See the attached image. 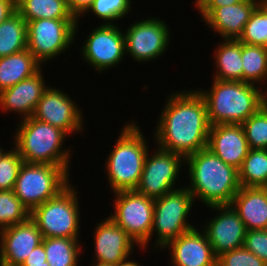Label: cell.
Returning a JSON list of instances; mask_svg holds the SVG:
<instances>
[{
  "label": "cell",
  "mask_w": 267,
  "mask_h": 266,
  "mask_svg": "<svg viewBox=\"0 0 267 266\" xmlns=\"http://www.w3.org/2000/svg\"><path fill=\"white\" fill-rule=\"evenodd\" d=\"M156 121L157 147L184 158L207 148L210 123L206 103L195 89L172 92Z\"/></svg>",
  "instance_id": "cell-1"
},
{
  "label": "cell",
  "mask_w": 267,
  "mask_h": 266,
  "mask_svg": "<svg viewBox=\"0 0 267 266\" xmlns=\"http://www.w3.org/2000/svg\"><path fill=\"white\" fill-rule=\"evenodd\" d=\"M185 162L190 178L186 188L194 200L199 199L207 207L231 204L240 189L238 169L224 163L208 148L187 156Z\"/></svg>",
  "instance_id": "cell-2"
},
{
  "label": "cell",
  "mask_w": 267,
  "mask_h": 266,
  "mask_svg": "<svg viewBox=\"0 0 267 266\" xmlns=\"http://www.w3.org/2000/svg\"><path fill=\"white\" fill-rule=\"evenodd\" d=\"M241 81L213 79L210 89H198L206 103L210 125L242 124L266 103V91Z\"/></svg>",
  "instance_id": "cell-3"
},
{
  "label": "cell",
  "mask_w": 267,
  "mask_h": 266,
  "mask_svg": "<svg viewBox=\"0 0 267 266\" xmlns=\"http://www.w3.org/2000/svg\"><path fill=\"white\" fill-rule=\"evenodd\" d=\"M146 140L137 122L131 120L123 125L104 166L111 192L137 188L146 155L150 152Z\"/></svg>",
  "instance_id": "cell-4"
},
{
  "label": "cell",
  "mask_w": 267,
  "mask_h": 266,
  "mask_svg": "<svg viewBox=\"0 0 267 266\" xmlns=\"http://www.w3.org/2000/svg\"><path fill=\"white\" fill-rule=\"evenodd\" d=\"M68 136L60 128L29 117L19 122L13 146L25 163L62 166L69 172L72 149L62 147Z\"/></svg>",
  "instance_id": "cell-5"
},
{
  "label": "cell",
  "mask_w": 267,
  "mask_h": 266,
  "mask_svg": "<svg viewBox=\"0 0 267 266\" xmlns=\"http://www.w3.org/2000/svg\"><path fill=\"white\" fill-rule=\"evenodd\" d=\"M78 192L70 183L57 196L30 212L43 238L79 239L80 209Z\"/></svg>",
  "instance_id": "cell-6"
},
{
  "label": "cell",
  "mask_w": 267,
  "mask_h": 266,
  "mask_svg": "<svg viewBox=\"0 0 267 266\" xmlns=\"http://www.w3.org/2000/svg\"><path fill=\"white\" fill-rule=\"evenodd\" d=\"M69 177L62 166L23 162L13 192L31 212L65 189L71 183Z\"/></svg>",
  "instance_id": "cell-7"
},
{
  "label": "cell",
  "mask_w": 267,
  "mask_h": 266,
  "mask_svg": "<svg viewBox=\"0 0 267 266\" xmlns=\"http://www.w3.org/2000/svg\"><path fill=\"white\" fill-rule=\"evenodd\" d=\"M194 201L192 194L185 186L178 187L154 200L151 237H154L155 233L157 237L153 247L162 250L170 241L195 228L191 225L192 223L189 224L187 219Z\"/></svg>",
  "instance_id": "cell-8"
},
{
  "label": "cell",
  "mask_w": 267,
  "mask_h": 266,
  "mask_svg": "<svg viewBox=\"0 0 267 266\" xmlns=\"http://www.w3.org/2000/svg\"><path fill=\"white\" fill-rule=\"evenodd\" d=\"M79 19H36L27 22V49L41 63L65 53L74 43Z\"/></svg>",
  "instance_id": "cell-9"
},
{
  "label": "cell",
  "mask_w": 267,
  "mask_h": 266,
  "mask_svg": "<svg viewBox=\"0 0 267 266\" xmlns=\"http://www.w3.org/2000/svg\"><path fill=\"white\" fill-rule=\"evenodd\" d=\"M114 194V213L110 218L137 244L136 247L148 250L152 239L154 200L135 190L118 191Z\"/></svg>",
  "instance_id": "cell-10"
},
{
  "label": "cell",
  "mask_w": 267,
  "mask_h": 266,
  "mask_svg": "<svg viewBox=\"0 0 267 266\" xmlns=\"http://www.w3.org/2000/svg\"><path fill=\"white\" fill-rule=\"evenodd\" d=\"M153 154L146 155L143 171L135 191L153 200L176 190L175 183L185 158L177 153L155 147ZM176 187V188H175Z\"/></svg>",
  "instance_id": "cell-11"
},
{
  "label": "cell",
  "mask_w": 267,
  "mask_h": 266,
  "mask_svg": "<svg viewBox=\"0 0 267 266\" xmlns=\"http://www.w3.org/2000/svg\"><path fill=\"white\" fill-rule=\"evenodd\" d=\"M168 26L160 17H148L131 23L123 32L126 55L128 53L138 63L161 58L170 44L171 32Z\"/></svg>",
  "instance_id": "cell-12"
},
{
  "label": "cell",
  "mask_w": 267,
  "mask_h": 266,
  "mask_svg": "<svg viewBox=\"0 0 267 266\" xmlns=\"http://www.w3.org/2000/svg\"><path fill=\"white\" fill-rule=\"evenodd\" d=\"M117 24H101L91 30L82 45L83 61L99 73L115 68L123 61L125 37Z\"/></svg>",
  "instance_id": "cell-13"
},
{
  "label": "cell",
  "mask_w": 267,
  "mask_h": 266,
  "mask_svg": "<svg viewBox=\"0 0 267 266\" xmlns=\"http://www.w3.org/2000/svg\"><path fill=\"white\" fill-rule=\"evenodd\" d=\"M78 106L66 92L48 86L31 117L60 128L71 136L84 131L83 112Z\"/></svg>",
  "instance_id": "cell-14"
},
{
  "label": "cell",
  "mask_w": 267,
  "mask_h": 266,
  "mask_svg": "<svg viewBox=\"0 0 267 266\" xmlns=\"http://www.w3.org/2000/svg\"><path fill=\"white\" fill-rule=\"evenodd\" d=\"M218 212L216 217L202 226L216 257L243 247L246 228L238 213L231 205L210 206Z\"/></svg>",
  "instance_id": "cell-15"
},
{
  "label": "cell",
  "mask_w": 267,
  "mask_h": 266,
  "mask_svg": "<svg viewBox=\"0 0 267 266\" xmlns=\"http://www.w3.org/2000/svg\"><path fill=\"white\" fill-rule=\"evenodd\" d=\"M42 240V233L30 218L0 230V266H21Z\"/></svg>",
  "instance_id": "cell-16"
},
{
  "label": "cell",
  "mask_w": 267,
  "mask_h": 266,
  "mask_svg": "<svg viewBox=\"0 0 267 266\" xmlns=\"http://www.w3.org/2000/svg\"><path fill=\"white\" fill-rule=\"evenodd\" d=\"M93 235V261L115 266L134 252L136 243L110 216L95 226Z\"/></svg>",
  "instance_id": "cell-17"
},
{
  "label": "cell",
  "mask_w": 267,
  "mask_h": 266,
  "mask_svg": "<svg viewBox=\"0 0 267 266\" xmlns=\"http://www.w3.org/2000/svg\"><path fill=\"white\" fill-rule=\"evenodd\" d=\"M201 228H193L176 239L170 241L164 248L171 253L170 263L173 266H217V257L206 234Z\"/></svg>",
  "instance_id": "cell-18"
},
{
  "label": "cell",
  "mask_w": 267,
  "mask_h": 266,
  "mask_svg": "<svg viewBox=\"0 0 267 266\" xmlns=\"http://www.w3.org/2000/svg\"><path fill=\"white\" fill-rule=\"evenodd\" d=\"M207 148L236 169L241 167L250 150L241 124L210 125Z\"/></svg>",
  "instance_id": "cell-19"
},
{
  "label": "cell",
  "mask_w": 267,
  "mask_h": 266,
  "mask_svg": "<svg viewBox=\"0 0 267 266\" xmlns=\"http://www.w3.org/2000/svg\"><path fill=\"white\" fill-rule=\"evenodd\" d=\"M42 72L41 69L34 76L2 90L0 92L1 111L18 113L22 117H19L20 120L31 117L43 92L48 87Z\"/></svg>",
  "instance_id": "cell-20"
},
{
  "label": "cell",
  "mask_w": 267,
  "mask_h": 266,
  "mask_svg": "<svg viewBox=\"0 0 267 266\" xmlns=\"http://www.w3.org/2000/svg\"><path fill=\"white\" fill-rule=\"evenodd\" d=\"M258 6L256 0L215 8L203 21L223 39L238 40L251 13Z\"/></svg>",
  "instance_id": "cell-21"
},
{
  "label": "cell",
  "mask_w": 267,
  "mask_h": 266,
  "mask_svg": "<svg viewBox=\"0 0 267 266\" xmlns=\"http://www.w3.org/2000/svg\"><path fill=\"white\" fill-rule=\"evenodd\" d=\"M246 231L267 230V198L260 187H240L230 204Z\"/></svg>",
  "instance_id": "cell-22"
},
{
  "label": "cell",
  "mask_w": 267,
  "mask_h": 266,
  "mask_svg": "<svg viewBox=\"0 0 267 266\" xmlns=\"http://www.w3.org/2000/svg\"><path fill=\"white\" fill-rule=\"evenodd\" d=\"M42 66L28 49L0 57V92L34 76Z\"/></svg>",
  "instance_id": "cell-23"
},
{
  "label": "cell",
  "mask_w": 267,
  "mask_h": 266,
  "mask_svg": "<svg viewBox=\"0 0 267 266\" xmlns=\"http://www.w3.org/2000/svg\"><path fill=\"white\" fill-rule=\"evenodd\" d=\"M214 53L216 71L213 74V79L243 82L241 42L233 39H222Z\"/></svg>",
  "instance_id": "cell-24"
},
{
  "label": "cell",
  "mask_w": 267,
  "mask_h": 266,
  "mask_svg": "<svg viewBox=\"0 0 267 266\" xmlns=\"http://www.w3.org/2000/svg\"><path fill=\"white\" fill-rule=\"evenodd\" d=\"M17 12L26 22L36 19H76L66 0H16Z\"/></svg>",
  "instance_id": "cell-25"
},
{
  "label": "cell",
  "mask_w": 267,
  "mask_h": 266,
  "mask_svg": "<svg viewBox=\"0 0 267 266\" xmlns=\"http://www.w3.org/2000/svg\"><path fill=\"white\" fill-rule=\"evenodd\" d=\"M27 49V22L16 11L0 24V57Z\"/></svg>",
  "instance_id": "cell-26"
},
{
  "label": "cell",
  "mask_w": 267,
  "mask_h": 266,
  "mask_svg": "<svg viewBox=\"0 0 267 266\" xmlns=\"http://www.w3.org/2000/svg\"><path fill=\"white\" fill-rule=\"evenodd\" d=\"M80 239L43 238L46 260L50 266H78L82 246Z\"/></svg>",
  "instance_id": "cell-27"
},
{
  "label": "cell",
  "mask_w": 267,
  "mask_h": 266,
  "mask_svg": "<svg viewBox=\"0 0 267 266\" xmlns=\"http://www.w3.org/2000/svg\"><path fill=\"white\" fill-rule=\"evenodd\" d=\"M241 58L243 82L263 88V82L267 80V48L241 43Z\"/></svg>",
  "instance_id": "cell-28"
},
{
  "label": "cell",
  "mask_w": 267,
  "mask_h": 266,
  "mask_svg": "<svg viewBox=\"0 0 267 266\" xmlns=\"http://www.w3.org/2000/svg\"><path fill=\"white\" fill-rule=\"evenodd\" d=\"M240 187H260L267 180V149H250L238 169Z\"/></svg>",
  "instance_id": "cell-29"
},
{
  "label": "cell",
  "mask_w": 267,
  "mask_h": 266,
  "mask_svg": "<svg viewBox=\"0 0 267 266\" xmlns=\"http://www.w3.org/2000/svg\"><path fill=\"white\" fill-rule=\"evenodd\" d=\"M30 218V212L13 190L0 191V230L20 224Z\"/></svg>",
  "instance_id": "cell-30"
},
{
  "label": "cell",
  "mask_w": 267,
  "mask_h": 266,
  "mask_svg": "<svg viewBox=\"0 0 267 266\" xmlns=\"http://www.w3.org/2000/svg\"><path fill=\"white\" fill-rule=\"evenodd\" d=\"M238 40L244 44L267 48V6L258 5L254 9Z\"/></svg>",
  "instance_id": "cell-31"
},
{
  "label": "cell",
  "mask_w": 267,
  "mask_h": 266,
  "mask_svg": "<svg viewBox=\"0 0 267 266\" xmlns=\"http://www.w3.org/2000/svg\"><path fill=\"white\" fill-rule=\"evenodd\" d=\"M241 125L250 149H267V102Z\"/></svg>",
  "instance_id": "cell-32"
},
{
  "label": "cell",
  "mask_w": 267,
  "mask_h": 266,
  "mask_svg": "<svg viewBox=\"0 0 267 266\" xmlns=\"http://www.w3.org/2000/svg\"><path fill=\"white\" fill-rule=\"evenodd\" d=\"M131 2V0H94L83 15L91 11L94 16L102 19V24H114L115 20H121L128 15L133 8Z\"/></svg>",
  "instance_id": "cell-33"
},
{
  "label": "cell",
  "mask_w": 267,
  "mask_h": 266,
  "mask_svg": "<svg viewBox=\"0 0 267 266\" xmlns=\"http://www.w3.org/2000/svg\"><path fill=\"white\" fill-rule=\"evenodd\" d=\"M23 158L13 146L0 158V191L13 190Z\"/></svg>",
  "instance_id": "cell-34"
},
{
  "label": "cell",
  "mask_w": 267,
  "mask_h": 266,
  "mask_svg": "<svg viewBox=\"0 0 267 266\" xmlns=\"http://www.w3.org/2000/svg\"><path fill=\"white\" fill-rule=\"evenodd\" d=\"M217 266H267V264L243 246L218 256Z\"/></svg>",
  "instance_id": "cell-35"
},
{
  "label": "cell",
  "mask_w": 267,
  "mask_h": 266,
  "mask_svg": "<svg viewBox=\"0 0 267 266\" xmlns=\"http://www.w3.org/2000/svg\"><path fill=\"white\" fill-rule=\"evenodd\" d=\"M243 246L267 264V230L246 231Z\"/></svg>",
  "instance_id": "cell-36"
},
{
  "label": "cell",
  "mask_w": 267,
  "mask_h": 266,
  "mask_svg": "<svg viewBox=\"0 0 267 266\" xmlns=\"http://www.w3.org/2000/svg\"><path fill=\"white\" fill-rule=\"evenodd\" d=\"M246 0H195V7L204 20L215 8L237 4Z\"/></svg>",
  "instance_id": "cell-37"
},
{
  "label": "cell",
  "mask_w": 267,
  "mask_h": 266,
  "mask_svg": "<svg viewBox=\"0 0 267 266\" xmlns=\"http://www.w3.org/2000/svg\"><path fill=\"white\" fill-rule=\"evenodd\" d=\"M46 253L43 243L36 246L31 254L26 258L21 266H39L46 265Z\"/></svg>",
  "instance_id": "cell-38"
},
{
  "label": "cell",
  "mask_w": 267,
  "mask_h": 266,
  "mask_svg": "<svg viewBox=\"0 0 267 266\" xmlns=\"http://www.w3.org/2000/svg\"><path fill=\"white\" fill-rule=\"evenodd\" d=\"M94 0H66L69 11L76 19L83 17V14L93 4Z\"/></svg>",
  "instance_id": "cell-39"
},
{
  "label": "cell",
  "mask_w": 267,
  "mask_h": 266,
  "mask_svg": "<svg viewBox=\"0 0 267 266\" xmlns=\"http://www.w3.org/2000/svg\"><path fill=\"white\" fill-rule=\"evenodd\" d=\"M16 11V0H0V24Z\"/></svg>",
  "instance_id": "cell-40"
},
{
  "label": "cell",
  "mask_w": 267,
  "mask_h": 266,
  "mask_svg": "<svg viewBox=\"0 0 267 266\" xmlns=\"http://www.w3.org/2000/svg\"><path fill=\"white\" fill-rule=\"evenodd\" d=\"M131 258H126L125 260L121 261L120 263L116 264L115 266H142L139 262H136L135 260H130Z\"/></svg>",
  "instance_id": "cell-41"
},
{
  "label": "cell",
  "mask_w": 267,
  "mask_h": 266,
  "mask_svg": "<svg viewBox=\"0 0 267 266\" xmlns=\"http://www.w3.org/2000/svg\"><path fill=\"white\" fill-rule=\"evenodd\" d=\"M260 189L265 193L267 198V180L260 186Z\"/></svg>",
  "instance_id": "cell-42"
},
{
  "label": "cell",
  "mask_w": 267,
  "mask_h": 266,
  "mask_svg": "<svg viewBox=\"0 0 267 266\" xmlns=\"http://www.w3.org/2000/svg\"><path fill=\"white\" fill-rule=\"evenodd\" d=\"M258 2V5L267 6V0H256Z\"/></svg>",
  "instance_id": "cell-43"
},
{
  "label": "cell",
  "mask_w": 267,
  "mask_h": 266,
  "mask_svg": "<svg viewBox=\"0 0 267 266\" xmlns=\"http://www.w3.org/2000/svg\"><path fill=\"white\" fill-rule=\"evenodd\" d=\"M5 150H3L2 146H0V158L5 154Z\"/></svg>",
  "instance_id": "cell-44"
}]
</instances>
